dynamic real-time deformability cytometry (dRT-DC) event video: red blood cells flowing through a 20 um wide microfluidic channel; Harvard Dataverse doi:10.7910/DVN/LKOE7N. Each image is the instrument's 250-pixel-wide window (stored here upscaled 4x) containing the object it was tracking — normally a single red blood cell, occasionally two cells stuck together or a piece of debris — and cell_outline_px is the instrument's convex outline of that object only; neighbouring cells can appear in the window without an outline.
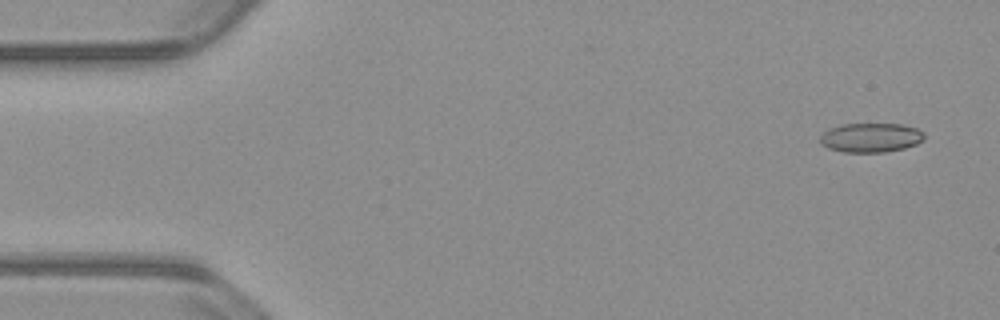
{"species": "common noctule bat (a hibernating species)", "species_latin": "Nyctalus noctula", "temperature_condition": "warm", "stored_images_in_passage": 54, "camera_frame_rate_fps": 3000, "um_per_image_px": 0.085, "animal": {"sex": "male", "body_mass_g": 23.1, "forearm_length_mm": 52.7}, "frame": {"image": 1, "passage_image": 3, "time_ms": 0.667, "image_size_px": [1000, 320], "cell_outline_px": [[924, 140], [916, 144], [904, 148], [884, 152], [844, 152], [828, 148], [820, 144], [820, 136], [828, 128], [840, 124], [900, 124], [916, 128], [924, 132]], "centroid_in_image_um": [74.0, 11.69], "position_along_channel_um": 11.0, "area_um2": 17.86}}
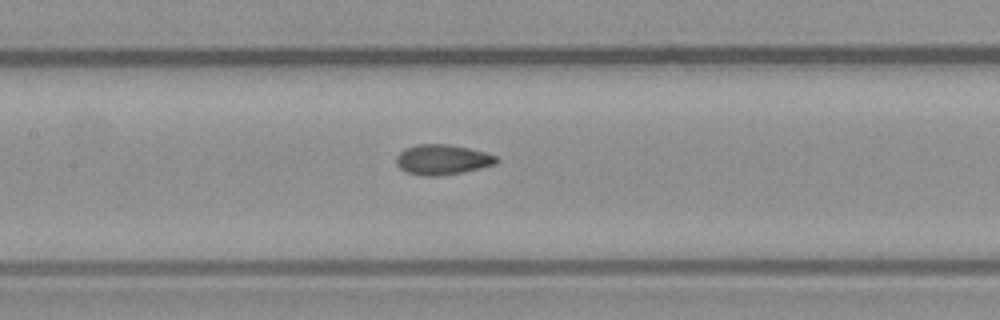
{"frame": {"image": 2, "passage_image": 25, "time_ms": 8.0, "image_size_px": [1000, 320], "cell_outline_px": [[500, 160], [496, 164], [464, 172], [440, 176], [424, 176], [404, 172], [396, 164], [396, 156], [404, 148], [416, 144], [448, 144], [468, 148], [484, 152], [496, 156]], "centroid_in_image_um": [37.58, 13.57], "position_along_channel_um": 169.8, "area_um2": 17.8}}
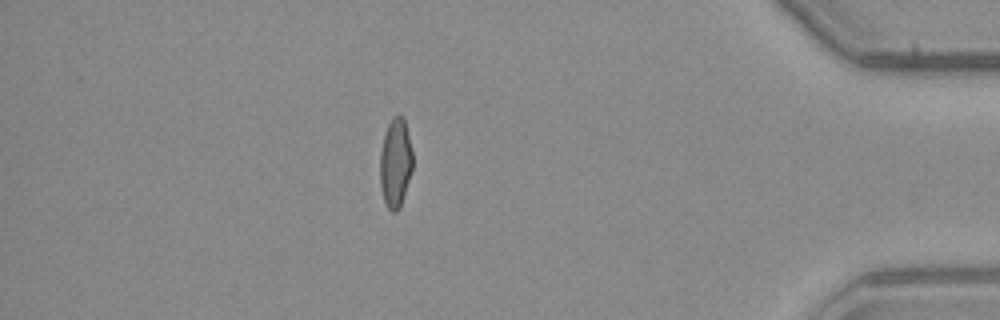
{"frame": {"image": 3, "passage_image": 47, "time_ms": 15.333, "image_size_px": [1000, 320], "cell_outline_px": [[412, 168], [400, 208], [396, 212], [392, 212], [388, 208], [384, 200], [380, 184], [380, 152], [384, 136], [388, 124], [392, 116], [404, 116], [412, 152]], "centroid_in_image_um": [33.61, 13.84], "position_along_channel_um": 401.6, "area_um2": 16.82}, "authors_computed_cell_mechanics": {"area_um2": 17.5712, "velocity_mm_per_s": 3.8145, "shape_relaxation_time_tau1_ms": null, "shape_relaxation_time_tau2_ms": 1.3514, "deformation_change_tau1": null, "deformation_change_tau2": 0.0561}}